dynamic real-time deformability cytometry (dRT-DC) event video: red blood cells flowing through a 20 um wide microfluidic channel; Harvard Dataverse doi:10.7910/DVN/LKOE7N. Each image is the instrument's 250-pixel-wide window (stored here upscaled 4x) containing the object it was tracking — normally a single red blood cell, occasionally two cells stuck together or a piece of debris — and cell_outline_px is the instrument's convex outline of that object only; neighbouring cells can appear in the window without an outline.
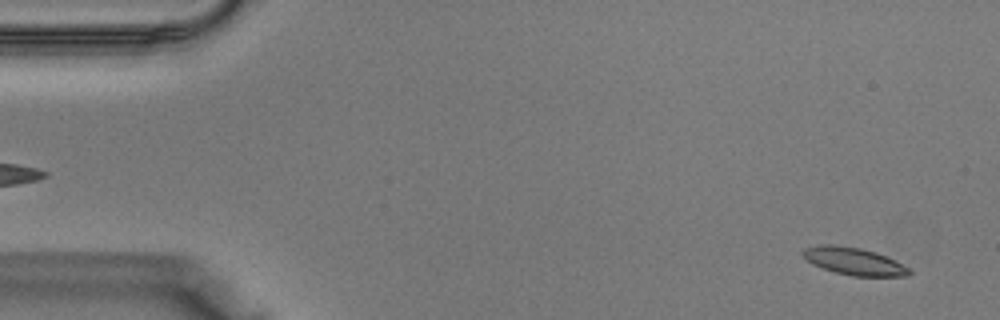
{"species": "Egyptian fruit bat (a non-hibernating species)", "species_latin": "Rousettus aegyptiacus", "temperature_condition": "warm", "stored_images_in_passage": 39, "camera_frame_rate_fps": 3000, "um_per_image_px": 0.085, "animal": {"sex": "male"}, "frame": {"image": 1, "passage_image": 2, "time_ms": 0.333, "image_size_px": [1000, 320], "cell_outline_px": [[912, 272], [908, 276], [852, 276], [836, 272], [812, 264], [800, 256], [800, 252], [804, 248], [824, 244], [832, 244], [860, 248], [876, 252], [908, 268]], "centroid_in_image_um": [72.5, 22.2], "position_along_channel_um": 12.5, "area_um2": 16.82}}
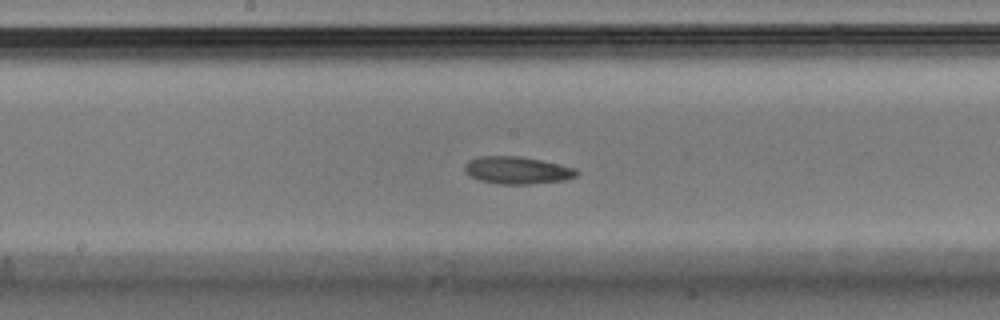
{"frame": {"image": 2, "passage_image": 20, "time_ms": 6.333, "image_size_px": [1000, 320], "cell_outline_px": [[580, 172], [576, 176], [564, 180], [528, 184], [500, 184], [480, 180], [472, 176], [464, 168], [464, 164], [468, 160], [480, 156], [520, 156], [540, 160], [576, 168]], "centroid_in_image_um": [43.98, 14.46], "position_along_channel_um": 204.2, "area_um2": 17.69}}
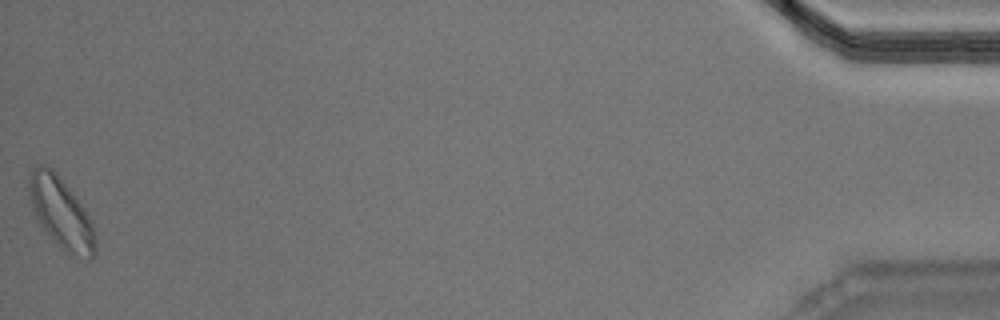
{"frame": {"image": 3, "passage_image": 39, "time_ms": 12.667, "image_size_px": [1000, 320], "cell_outline_px": [[96, 252], [92, 256], [68, 252], [60, 248], [44, 232], [36, 220], [32, 212], [28, 196], [28, 176], [32, 168], [36, 164], [44, 164], [52, 168], [56, 172], [84, 208], [92, 224], [96, 244]], "centroid_in_image_um": [5.09, 18.02], "position_along_channel_um": 430.1, "area_um2": 27.34}}